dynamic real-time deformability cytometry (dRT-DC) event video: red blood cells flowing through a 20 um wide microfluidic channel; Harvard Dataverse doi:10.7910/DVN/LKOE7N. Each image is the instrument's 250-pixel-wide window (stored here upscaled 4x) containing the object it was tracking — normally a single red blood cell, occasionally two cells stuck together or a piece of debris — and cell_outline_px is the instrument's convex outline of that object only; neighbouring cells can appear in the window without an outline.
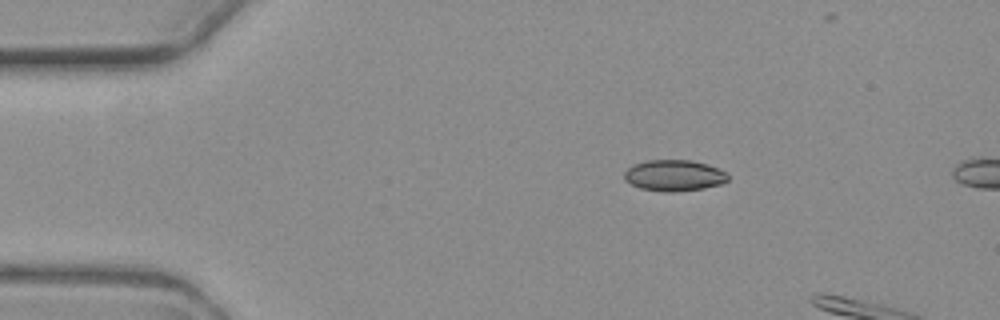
{"species": "common noctule bat (a hibernating species)", "species_latin": "Nyctalus noctula", "temperature_condition": "warm", "stored_images_in_passage": 2, "camera_frame_rate_fps": 3000, "um_per_image_px": 0.085, "animal": {"sex": "female", "body_mass_g": 19.3, "forearm_length_mm": 54.1}, "frame": {"image": 1, "passage_image": 1, "time_ms": 0.0, "image_size_px": [1000, 320], "cell_outline_px": [[728, 180], [724, 184], [704, 188], [676, 192], [664, 192], [640, 188], [624, 180], [624, 172], [632, 164], [648, 160], [692, 160], [708, 164], [728, 172]], "centroid_in_image_um": [57.33, 14.91], "position_along_channel_um": 27.7, "area_um2": 19.13}}